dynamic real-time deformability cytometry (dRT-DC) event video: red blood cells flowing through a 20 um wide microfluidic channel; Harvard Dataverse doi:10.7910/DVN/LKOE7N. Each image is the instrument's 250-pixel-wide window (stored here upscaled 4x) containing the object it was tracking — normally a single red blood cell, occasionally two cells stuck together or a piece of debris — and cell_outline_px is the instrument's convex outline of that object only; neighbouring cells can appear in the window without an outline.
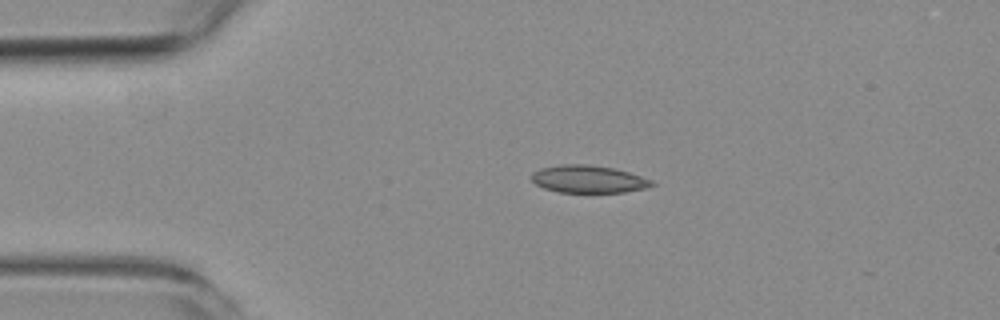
{"species": "common noctule bat (a hibernating species)", "species_latin": "Nyctalus noctula", "temperature_condition": "room temperature", "stored_images_in_passage": 3, "camera_frame_rate_fps": 3000, "um_per_image_px": 0.085, "animal": {"sex": "female", "body_mass_g": 19.3, "forearm_length_mm": 54.1}, "frame": {"image": 1, "passage_image": 2, "time_ms": 2.0, "image_size_px": [1000, 320], "cell_outline_px": [[656, 184], [648, 188], [624, 192], [560, 192], [544, 188], [536, 184], [532, 180], [532, 172], [540, 168], [560, 164], [588, 164], [612, 168], [628, 172], [652, 180]], "centroid_in_image_um": [50.02, 15.22], "position_along_channel_um": 35.0, "area_um2": 19.25}}